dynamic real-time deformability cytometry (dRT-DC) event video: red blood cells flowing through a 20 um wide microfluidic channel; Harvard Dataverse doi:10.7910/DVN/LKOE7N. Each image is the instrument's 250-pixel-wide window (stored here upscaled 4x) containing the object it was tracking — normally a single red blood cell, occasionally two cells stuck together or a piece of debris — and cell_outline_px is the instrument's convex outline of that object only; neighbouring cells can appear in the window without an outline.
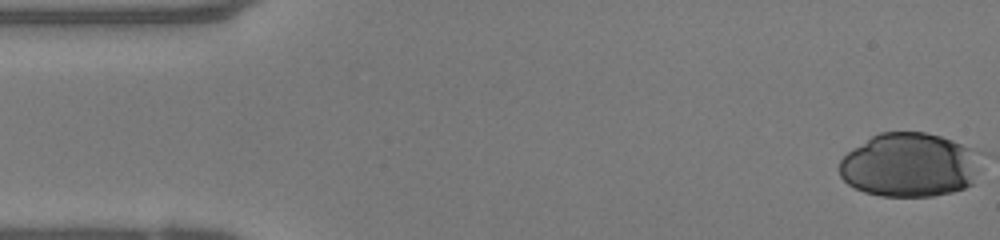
{"species": "human", "species_latin": "Homo sapiens", "temperature_condition": "warm", "stored_images_in_passage": 48, "camera_frame_rate_fps": 3000, "um_per_image_px": 0.085, "donor": {"sex": "female"}, "frame": {"image": 1, "passage_image": 1, "time_ms": 0.0, "image_size_px": [1000, 240], "cell_outline_px": [[972, 184], [964, 188], [952, 192], [932, 196], [880, 196], [864, 192], [848, 184], [840, 176], [840, 160], [852, 148], [872, 136], [880, 132], [924, 132], [940, 136], [952, 140], [968, 148]], "centroid_in_image_um": [77.11, 14.04], "position_along_channel_um": 7.9, "area_um2": 50.98}}
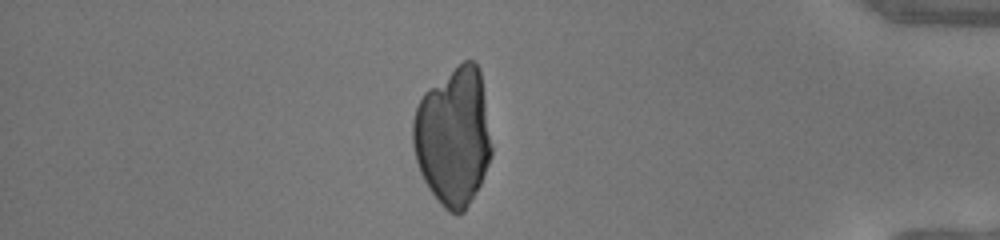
{"frame": {"image": 2, "passage_image": 41, "time_ms": 13.333, "image_size_px": [1000, 240], "cell_outline_px": [[492, 156], [480, 184], [464, 212], [456, 216], [448, 212], [440, 204], [428, 188], [420, 172], [416, 160], [412, 144], [412, 120], [416, 108], [424, 92], [428, 88], [464, 60], [476, 60], [480, 68], [492, 148]], "centroid_in_image_um": [38.53, 11.62], "position_along_channel_um": 396.7, "area_um2": 63.64}}
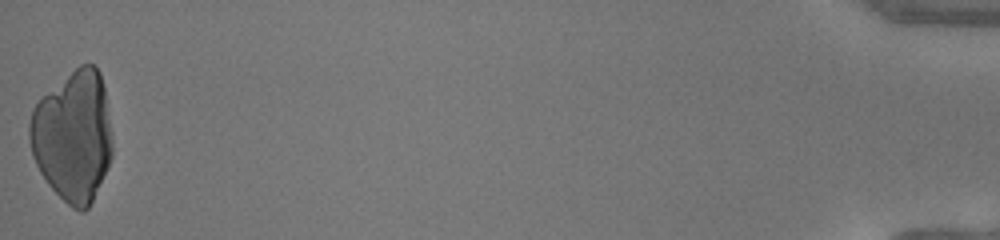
{"frame": {"image": 3, "passage_image": 48, "time_ms": 15.667, "image_size_px": [1000, 240], "cell_outline_px": [[112, 156], [92, 200], [88, 208], [84, 212], [80, 212], [72, 208], [48, 184], [40, 172], [32, 156], [28, 140], [28, 124], [32, 108], [44, 96], [80, 64], [92, 64], [100, 72], [104, 88], [112, 132]], "centroid_in_image_um": [6.2, 11.58], "position_along_channel_um": 429.0, "area_um2": 62.83}}